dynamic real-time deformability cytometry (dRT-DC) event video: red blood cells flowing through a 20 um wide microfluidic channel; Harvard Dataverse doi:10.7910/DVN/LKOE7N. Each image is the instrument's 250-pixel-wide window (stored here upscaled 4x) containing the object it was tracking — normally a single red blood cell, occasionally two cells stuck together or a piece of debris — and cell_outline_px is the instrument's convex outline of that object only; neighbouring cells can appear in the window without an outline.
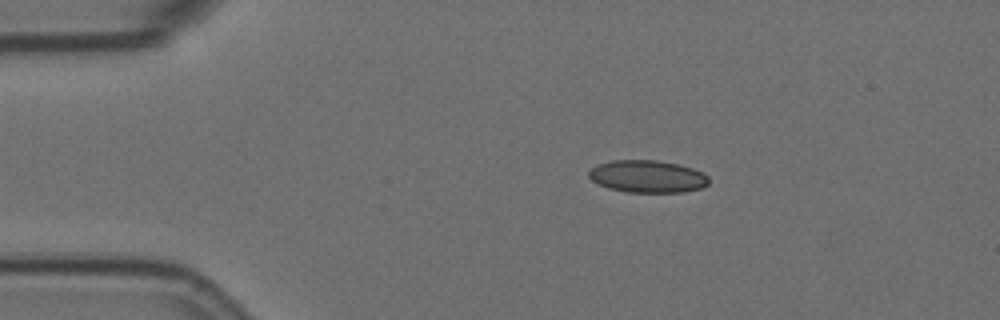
{"species": "Egyptian fruit bat (a non-hibernating species)", "species_latin": "Rousettus aegyptiacus", "temperature_condition": "room temperature", "stored_images_in_passage": 3, "camera_frame_rate_fps": 3000, "um_per_image_px": 0.085, "animal": {"sex": "female"}, "frame": {"image": 1, "passage_image": 2, "time_ms": 0.333, "image_size_px": [1000, 320], "cell_outline_px": [[708, 184], [704, 188], [684, 192], [628, 192], [608, 188], [596, 184], [588, 176], [588, 172], [596, 164], [612, 160], [656, 160], [680, 164], [704, 172], [708, 176]], "centroid_in_image_um": [55.04, 15.0], "position_along_channel_um": 30.0, "area_um2": 22.95}}